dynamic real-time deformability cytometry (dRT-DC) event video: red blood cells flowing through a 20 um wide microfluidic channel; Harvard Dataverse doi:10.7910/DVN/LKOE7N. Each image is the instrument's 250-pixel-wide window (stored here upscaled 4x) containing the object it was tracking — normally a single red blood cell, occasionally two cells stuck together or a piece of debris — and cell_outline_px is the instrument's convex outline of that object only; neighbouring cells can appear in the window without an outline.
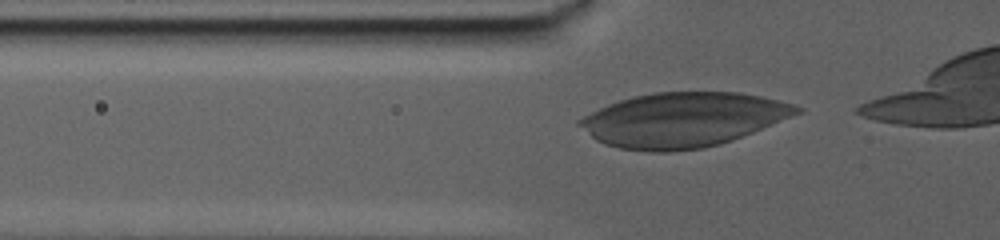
{"species": "human", "species_latin": "Homo sapiens", "temperature_condition": "warm", "stored_images_in_passage": 42, "camera_frame_rate_fps": 3000, "um_per_image_px": 0.085, "donor": {"sex": "male"}, "frame": {"image": 1, "passage_image": 2, "time_ms": 0.333, "image_size_px": [1000, 240], "cell_outline_px": [[804, 112], [732, 140], [720, 144], [704, 148], [672, 152], [652, 152], [620, 148], [604, 144], [596, 140], [576, 124], [576, 120], [608, 104], [632, 96], [652, 92], [740, 92], [760, 96], [792, 104], [804, 108]], "centroid_in_image_um": [58.05, 10.18], "position_along_channel_um": 67.8, "area_um2": 69.01}}
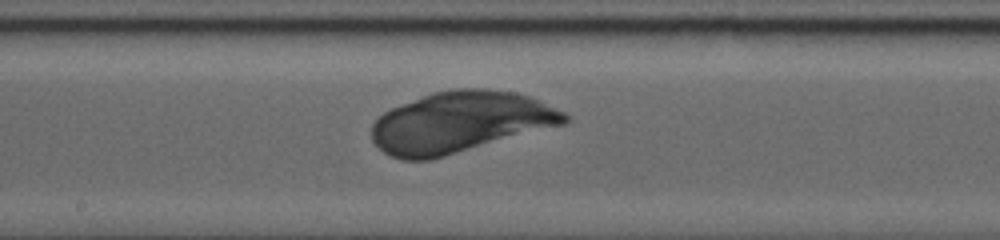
{"frame": {"image": 2, "passage_image": 18, "time_ms": 5.667, "image_size_px": [1000, 240], "cell_outline_px": [[568, 120], [564, 124], [432, 160], [404, 160], [388, 156], [372, 140], [372, 124], [384, 112], [392, 108], [432, 92], [452, 88], [488, 88], [516, 92], [528, 96], [564, 112], [568, 116]], "centroid_in_image_um": [39.09, 10.39], "position_along_channel_um": 209.1, "area_um2": 68.61}}
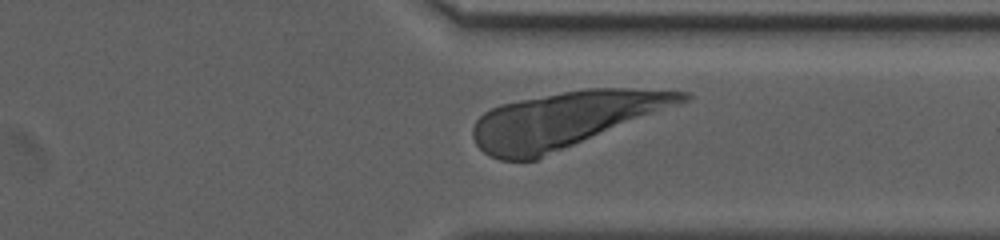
{"frame": {"image": 3, "passage_image": 35, "time_ms": 11.333, "image_size_px": [1000, 240], "cell_outline_px": [[692, 96], [688, 100], [536, 160], [500, 160], [488, 156], [476, 144], [472, 136], [472, 128], [476, 120], [484, 112], [500, 104], [520, 100], [584, 88], [628, 88], [688, 92]], "centroid_in_image_um": [47.96, 10.18], "position_along_channel_um": 363.4, "area_um2": 67.28}}